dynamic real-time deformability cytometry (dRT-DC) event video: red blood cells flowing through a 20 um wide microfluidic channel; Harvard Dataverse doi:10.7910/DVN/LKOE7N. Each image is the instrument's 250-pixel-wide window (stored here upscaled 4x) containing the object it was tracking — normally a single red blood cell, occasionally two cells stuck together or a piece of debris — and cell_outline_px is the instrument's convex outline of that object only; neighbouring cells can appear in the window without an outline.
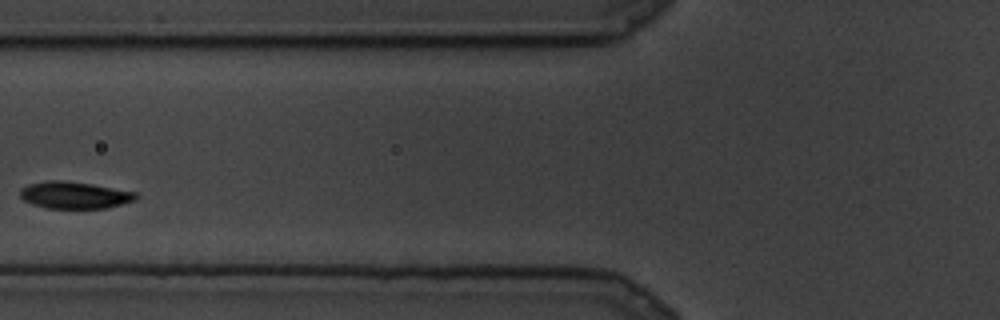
{"species": "common noctule bat (a hibernating species)", "species_latin": "Nyctalus noctula", "temperature_condition": "cold", "stored_images_in_passage": 8, "camera_frame_rate_fps": 3000, "um_per_image_px": 0.085, "animal": {"sex": "male", "body_mass_g": 19.5, "forearm_length_mm": 54.6}, "frame": {"image": 1, "passage_image": 4, "time_ms": 1.0, "image_size_px": [1000, 320], "cell_outline_px": [[140, 196], [136, 200], [108, 208], [48, 208], [32, 204], [24, 200], [20, 196], [20, 188], [28, 184], [44, 180], [60, 180], [92, 184], [136, 192]], "centroid_in_image_um": [6.34, 16.58], "position_along_channel_um": 119.5, "area_um2": 18.32}}
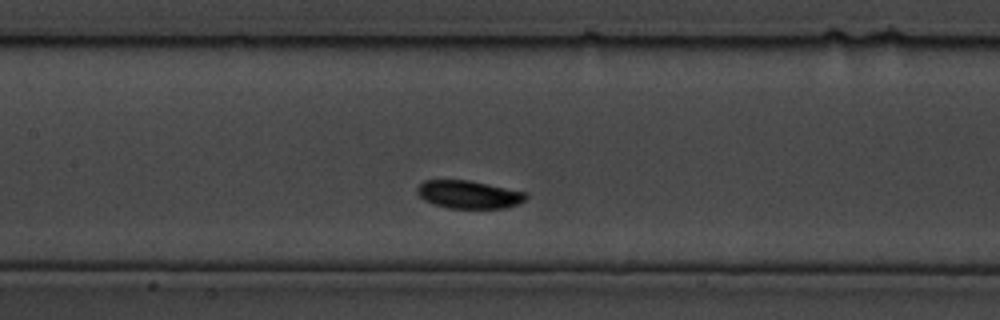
{"frame": {"image": 2, "passage_image": 6, "time_ms": 1.667, "image_size_px": [1000, 320], "cell_outline_px": [[528, 196], [524, 200], [508, 208], [448, 208], [424, 200], [416, 192], [416, 188], [424, 180], [468, 180], [528, 192]], "centroid_in_image_um": [39.86, 16.53], "position_along_channel_um": 167.5, "area_um2": 17.69}}
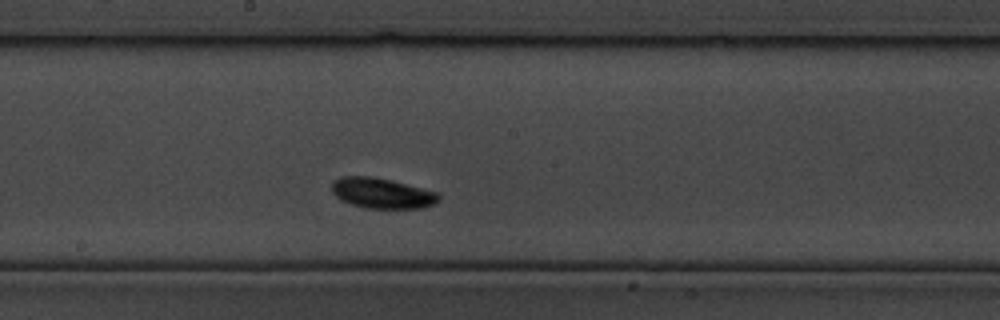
{"frame": {"image": 3, "passage_image": 8, "time_ms": 2.333, "image_size_px": [1000, 320], "cell_outline_px": [[440, 200], [432, 204], [420, 208], [364, 208], [340, 200], [332, 192], [332, 180], [340, 176], [372, 176], [392, 180], [436, 192], [440, 196]], "centroid_in_image_um": [32.42, 16.41], "position_along_channel_um": 215.8, "area_um2": 18.96}}